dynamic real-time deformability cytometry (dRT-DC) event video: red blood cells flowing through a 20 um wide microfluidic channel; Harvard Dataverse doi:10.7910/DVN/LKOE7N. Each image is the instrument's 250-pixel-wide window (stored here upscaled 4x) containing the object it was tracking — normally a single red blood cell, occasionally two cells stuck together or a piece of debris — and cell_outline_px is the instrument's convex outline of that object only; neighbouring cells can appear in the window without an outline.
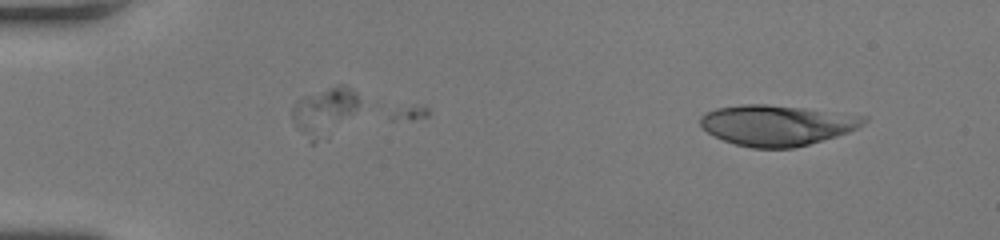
{"species": "human", "species_latin": "Homo sapiens", "temperature_condition": "room temperature", "stored_images_in_passage": 43, "camera_frame_rate_fps": 3000, "um_per_image_px": 0.085, "donor": {"sex": "female"}, "frame": {"image": 1, "passage_image": 1, "time_ms": 0.0, "image_size_px": [1000, 240], "cell_outline_px": [[868, 120], [864, 124], [848, 132], [836, 136], [808, 144], [792, 148], [752, 148], [736, 144], [724, 140], [708, 132], [700, 124], [700, 116], [716, 108], [744, 104], [768, 104], [804, 108], [868, 116]], "centroid_in_image_um": [66.06, 10.63], "position_along_channel_um": 18.9, "area_um2": 38.44}}
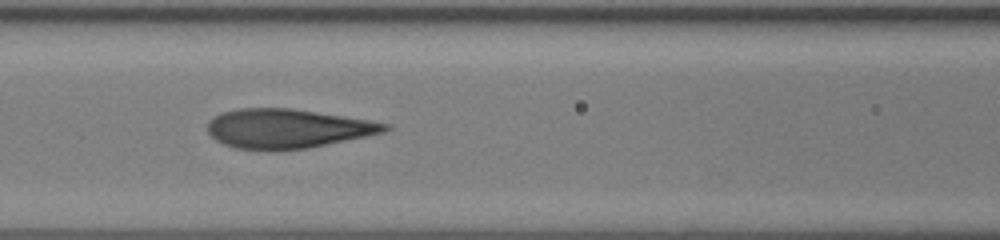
{"frame": {"image": 2, "passage_image": 17, "time_ms": 5.333, "image_size_px": [1000, 240], "cell_outline_px": [[392, 128], [384, 132], [368, 136], [308, 148], [276, 152], [272, 152], [236, 148], [224, 144], [216, 140], [208, 132], [208, 120], [224, 112], [240, 108], [292, 108], [368, 120], [392, 124]], "centroid_in_image_um": [24.44, 10.95], "position_along_channel_um": 142.2, "area_um2": 40.92}}
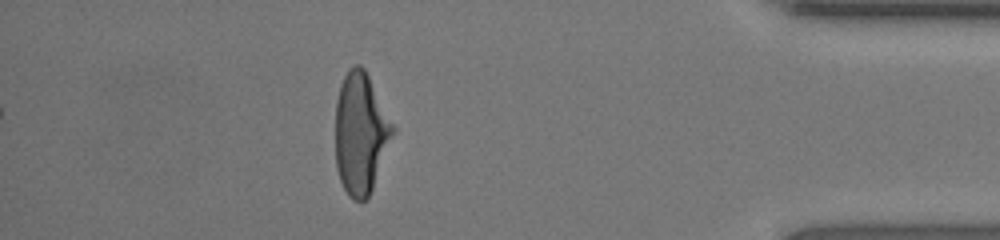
{"frame": {"image": 3, "passage_image": 38, "time_ms": 12.333, "image_size_px": [1000, 240], "cell_outline_px": [[396, 128], [372, 188], [368, 196], [360, 204], [352, 200], [348, 196], [340, 180], [336, 168], [336, 100], [340, 84], [348, 68], [352, 64], [360, 64], [364, 68]], "centroid_in_image_um": [30.64, 11.32], "position_along_channel_um": 404.6, "area_um2": 40.58}, "authors_computed_cell_mechanics": {"area_um2": 41.0958, "velocity_mm_per_s": 4.3154, "shape_relaxation_time_tau1_ms": 3.7875, "shape_relaxation_time_tau2_ms": 0.7494, "deformation_change_tau1": 0.1869, "deformation_change_tau2": 0.0848}}